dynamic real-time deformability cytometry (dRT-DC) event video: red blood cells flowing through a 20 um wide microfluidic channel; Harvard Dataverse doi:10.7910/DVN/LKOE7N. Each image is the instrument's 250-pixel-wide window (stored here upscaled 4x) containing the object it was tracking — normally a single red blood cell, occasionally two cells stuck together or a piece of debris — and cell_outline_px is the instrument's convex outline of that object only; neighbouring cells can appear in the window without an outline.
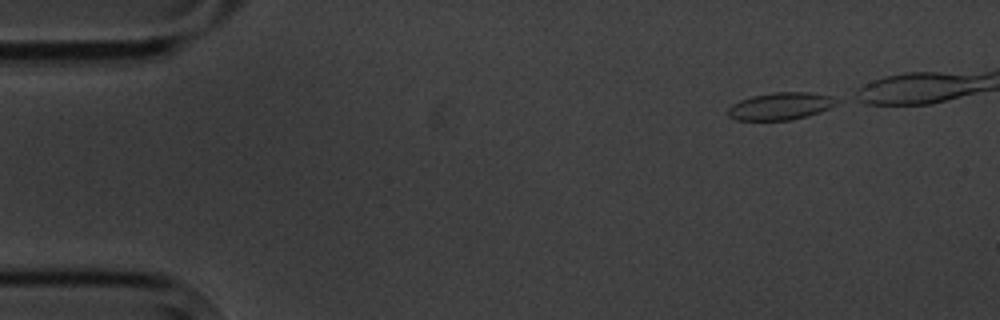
{"species": "common noctule bat (a hibernating species)", "species_latin": "Nyctalus noctula", "temperature_condition": "cold", "stored_images_in_passage": 2, "camera_frame_rate_fps": 3000, "um_per_image_px": 0.085, "animal": {"sex": "male", "body_mass_g": 20.1, "forearm_length_mm": 53.5}, "frame": {"image": 1, "passage_image": 2, "time_ms": 2.0, "image_size_px": [1000, 320], "cell_outline_px": [[840, 100], [836, 104], [820, 112], [808, 116], [792, 120], [736, 120], [728, 116], [728, 108], [732, 104], [740, 100], [752, 96], [776, 92], [808, 92], [832, 96]], "centroid_in_image_um": [66.35, 9.02], "position_along_channel_um": 18.6, "area_um2": 17.34}}